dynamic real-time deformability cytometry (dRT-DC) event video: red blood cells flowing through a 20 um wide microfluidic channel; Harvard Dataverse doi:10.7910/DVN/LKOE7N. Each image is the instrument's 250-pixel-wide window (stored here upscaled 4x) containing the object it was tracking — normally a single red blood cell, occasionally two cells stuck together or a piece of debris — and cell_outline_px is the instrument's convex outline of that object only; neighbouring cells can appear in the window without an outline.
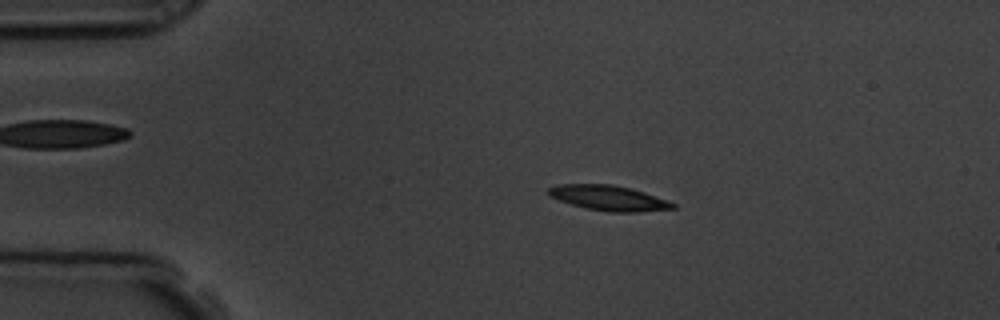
{"species": "common noctule bat (a hibernating species)", "species_latin": "Nyctalus noctula", "temperature_condition": "room temperature", "stored_images_in_passage": 51, "camera_frame_rate_fps": 3000, "um_per_image_px": 0.085, "animal": {"sex": "male", "body_mass_g": 19.5, "forearm_length_mm": 54.6}, "frame": {"image": 1, "passage_image": 8, "time_ms": 2.333, "image_size_px": [1000, 320], "cell_outline_px": [[676, 208], [640, 212], [612, 212], [588, 208], [572, 204], [548, 196], [548, 188], [560, 184], [612, 184], [644, 192], [668, 200], [676, 204]], "centroid_in_image_um": [51.77, 16.83], "position_along_channel_um": 33.2, "area_um2": 18.03}}
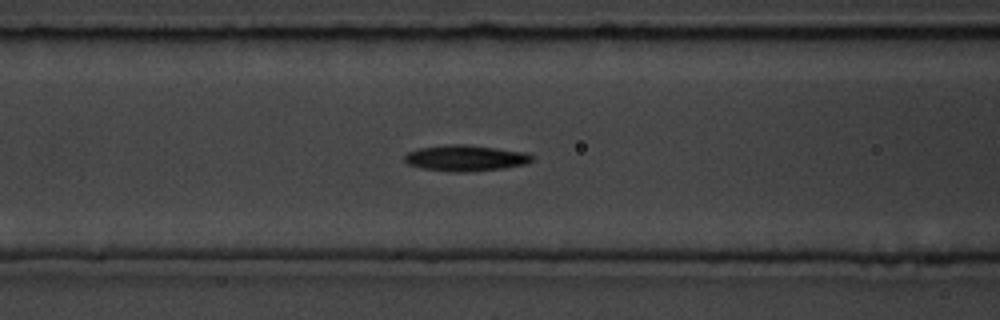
{"frame": {"image": 2, "passage_image": 19, "time_ms": 6.0, "image_size_px": [1000, 320], "cell_outline_px": [[532, 160], [524, 164], [504, 168], [464, 172], [452, 172], [420, 168], [408, 164], [404, 160], [404, 156], [408, 152], [420, 148], [448, 144], [464, 144], [528, 152], [532, 156]], "centroid_in_image_um": [39.55, 13.43], "position_along_channel_um": 127.1, "area_um2": 19.25}}
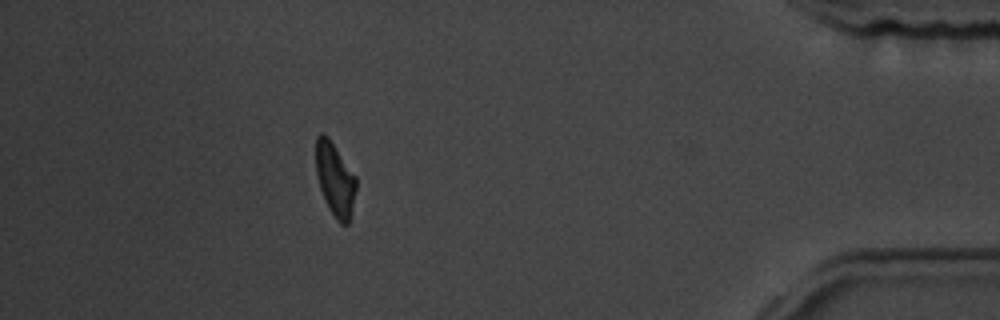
{"frame": {"image": 3, "passage_image": 45, "time_ms": 14.667, "image_size_px": [1000, 320], "cell_outline_px": [[356, 188], [352, 212], [348, 224], [340, 224], [336, 220], [328, 208], [320, 188], [316, 172], [316, 136], [320, 132], [324, 132], [328, 136], [356, 176]], "centroid_in_image_um": [28.48, 15.24], "position_along_channel_um": 406.7, "area_um2": 17.34}, "authors_computed_cell_mechanics": {"area_um2": 18.3804, "velocity_mm_per_s": 3.815, "shape_relaxation_time_tau1_ms": 4.1297, "shape_relaxation_time_tau2_ms": 7.728, "deformation_change_tau1": 0.1493, "deformation_change_tau2": 0.1546}}